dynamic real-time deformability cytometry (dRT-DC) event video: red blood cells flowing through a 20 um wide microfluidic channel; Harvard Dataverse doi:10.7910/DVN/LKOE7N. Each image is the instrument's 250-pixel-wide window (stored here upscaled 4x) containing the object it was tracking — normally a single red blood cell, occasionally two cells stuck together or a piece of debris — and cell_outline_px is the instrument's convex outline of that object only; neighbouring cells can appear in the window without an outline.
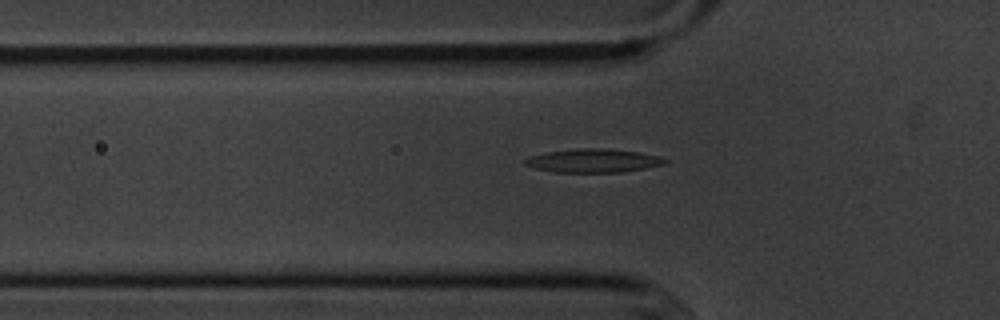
{"species": "common noctule bat (a hibernating species)", "species_latin": "Nyctalus noctula", "temperature_condition": "cold", "stored_images_in_passage": 39, "camera_frame_rate_fps": 3000, "um_per_image_px": 0.085, "animal": {"sex": "male", "body_mass_g": 20.1, "forearm_length_mm": 53.5}, "frame": {"image": 1, "passage_image": 2, "time_ms": 0.333, "image_size_px": [1000, 320], "cell_outline_px": [[668, 160], [664, 164], [644, 168], [620, 172], [556, 172], [536, 168], [524, 164], [524, 160], [528, 156], [548, 152], [580, 148], [608, 148], [640, 152], [660, 156]], "centroid_in_image_um": [50.44, 13.65], "position_along_channel_um": 75.4, "area_um2": 19.13}}
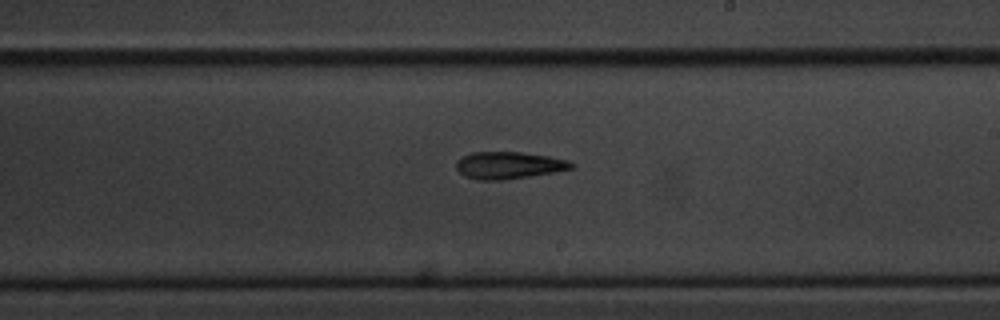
{"frame": {"image": 2, "passage_image": 16, "time_ms": 5.0, "image_size_px": [1000, 320], "cell_outline_px": [[576, 164], [572, 168], [552, 172], [528, 176], [500, 180], [476, 180], [464, 176], [456, 168], [456, 160], [472, 152], [520, 152], [548, 156], [568, 160]], "centroid_in_image_um": [43.21, 14.04], "position_along_channel_um": 245.8, "area_um2": 18.03}}
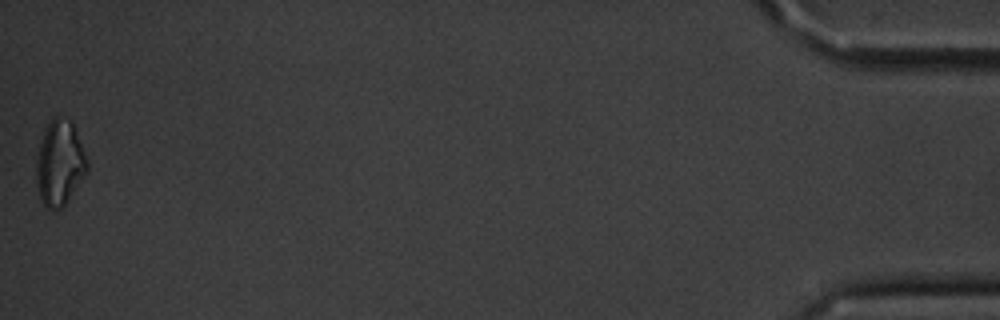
{"frame": {"image": 3, "passage_image": 39, "time_ms": 12.667, "image_size_px": [1000, 320], "cell_outline_px": [[88, 172], [68, 200], [60, 208], [48, 208], [40, 200], [36, 184], [36, 160], [44, 128], [52, 116], [60, 116], [72, 120], [88, 160]], "centroid_in_image_um": [5.08, 13.82], "position_along_channel_um": 430.1, "area_um2": 25.55}, "authors_computed_cell_mechanics": {"area_um2": 18.496, "velocity_mm_per_s": 3.6296, "shape_relaxation_time_tau1_ms": 5.4962, "shape_relaxation_time_tau2_ms": 6.8279, "deformation_change_tau1": 0.1919, "deformation_change_tau2": 0.2152}}